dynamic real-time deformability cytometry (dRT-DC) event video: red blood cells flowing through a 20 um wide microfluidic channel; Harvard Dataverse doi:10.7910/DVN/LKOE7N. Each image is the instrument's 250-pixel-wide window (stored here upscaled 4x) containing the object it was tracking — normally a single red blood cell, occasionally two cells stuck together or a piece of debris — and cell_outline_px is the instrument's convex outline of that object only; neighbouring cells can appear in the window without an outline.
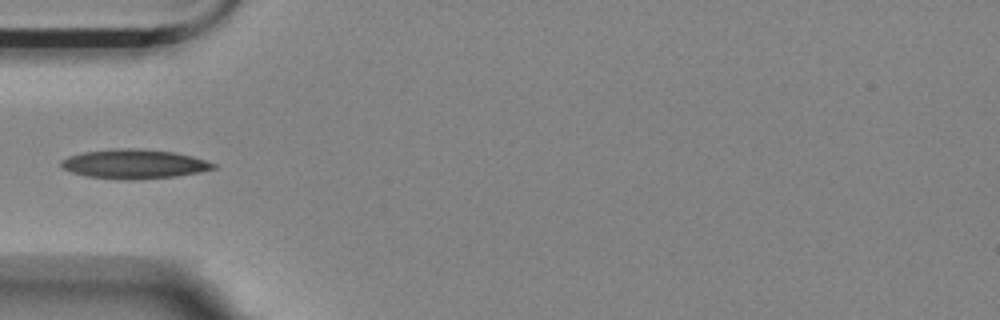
{"species": "Egyptian fruit bat (a non-hibernating species)", "species_latin": "Rousettus aegyptiacus", "temperature_condition": "room temperature", "stored_images_in_passage": 33, "camera_frame_rate_fps": 3000, "um_per_image_px": 0.085, "animal": {"sex": "female"}, "frame": {"image": 1, "passage_image": 1, "time_ms": 0.0, "image_size_px": [1000, 320], "cell_outline_px": [[216, 168], [200, 172], [176, 176], [128, 180], [88, 176], [72, 172], [64, 168], [60, 164], [60, 160], [68, 156], [84, 152], [116, 148], [136, 148], [172, 152], [192, 156], [216, 164]], "centroid_in_image_um": [11.4, 13.93], "position_along_channel_um": 73.6, "area_um2": 25.72}}
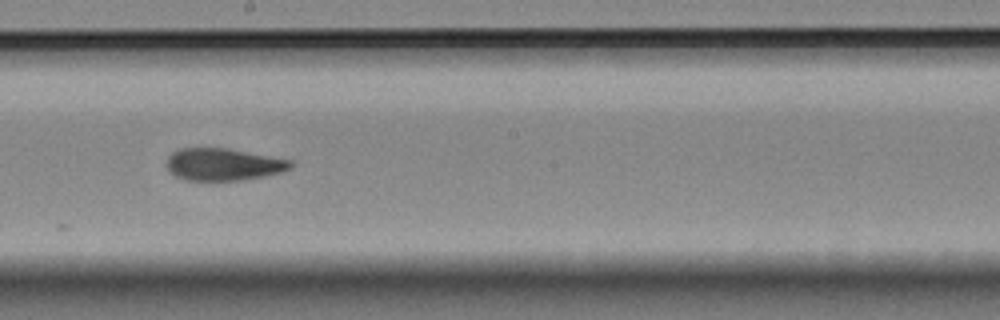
{"frame": {"image": 2, "passage_image": 14, "time_ms": 4.333, "image_size_px": [1000, 320], "cell_outline_px": [[292, 168], [280, 172], [264, 176], [244, 180], [184, 180], [176, 176], [168, 168], [168, 156], [172, 152], [180, 148], [228, 148], [292, 160]], "centroid_in_image_um": [19.0, 13.97], "position_along_channel_um": 229.2, "area_um2": 23.18}}
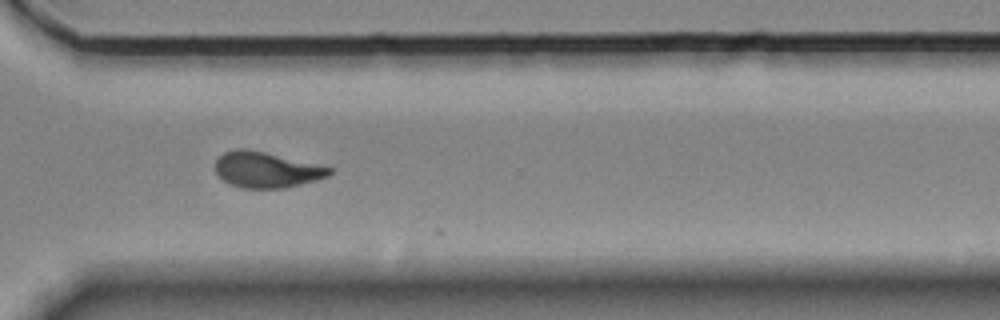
{"frame": {"image": 3, "passage_image": 24, "time_ms": 7.667, "image_size_px": [1000, 320], "cell_outline_px": [[332, 172], [328, 176], [316, 180], [284, 188], [244, 188], [232, 184], [224, 180], [216, 172], [216, 160], [224, 152], [236, 148], [244, 148], [264, 152], [332, 168]], "centroid_in_image_um": [22.63, 14.43], "position_along_channel_um": 348.0, "area_um2": 23.29}}